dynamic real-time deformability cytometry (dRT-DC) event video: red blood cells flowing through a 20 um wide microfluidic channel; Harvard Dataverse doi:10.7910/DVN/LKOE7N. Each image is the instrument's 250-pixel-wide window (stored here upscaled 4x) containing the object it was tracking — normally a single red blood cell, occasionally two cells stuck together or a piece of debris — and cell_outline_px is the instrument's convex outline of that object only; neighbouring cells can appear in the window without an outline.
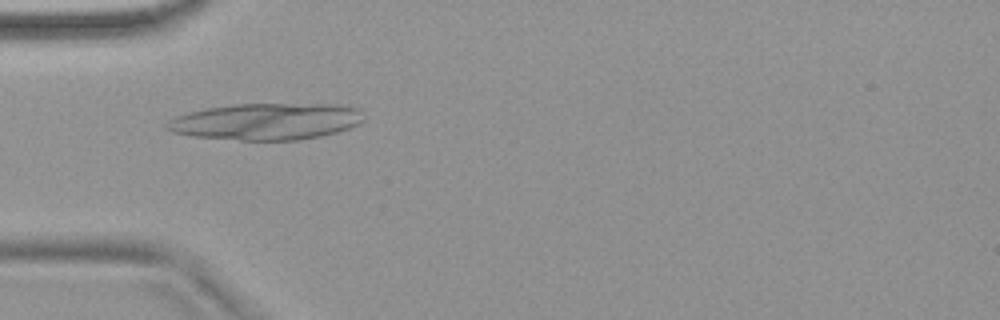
{"species": "common noctule bat (a hibernating species)", "species_latin": "Nyctalus noctula", "temperature_condition": "warm", "stored_images_in_passage": 42, "camera_frame_rate_fps": 3000, "um_per_image_px": 0.085, "animal": {"sex": "female", "body_mass_g": 18.4}, "frame": {"image": 1, "passage_image": 16, "time_ms": 5.0, "image_size_px": [1000, 320], "cell_outline_px": [[364, 120], [360, 124], [336, 132], [320, 136], [296, 140], [240, 140], [192, 136], [172, 132], [164, 128], [164, 124], [168, 120], [176, 116], [188, 112], [208, 108], [232, 104], [340, 104], [360, 108]], "centroid_in_image_um": [22.63, 10.32], "position_along_channel_um": 62.4, "area_um2": 42.25}}
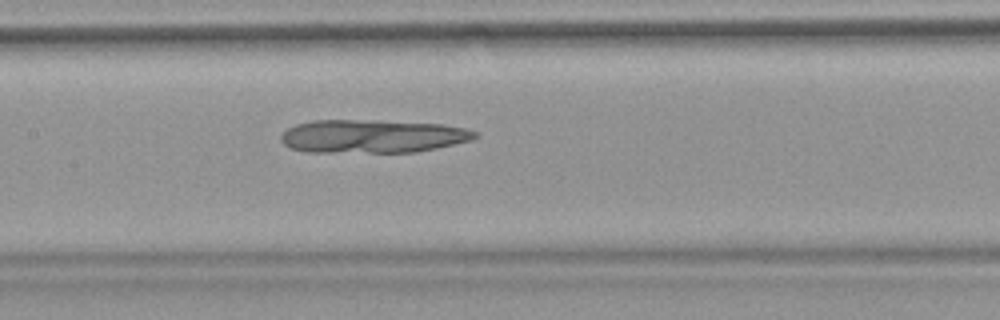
{"frame": {"image": 2, "passage_image": 25, "time_ms": 8.0, "image_size_px": [1000, 320], "cell_outline_px": [[476, 136], [472, 140], [436, 148], [416, 152], [304, 152], [292, 148], [284, 144], [280, 140], [280, 136], [288, 128], [296, 124], [312, 120], [356, 120], [440, 124], [464, 128], [476, 132]], "centroid_in_image_um": [31.6, 11.59], "position_along_channel_um": 175.8, "area_um2": 37.34}}
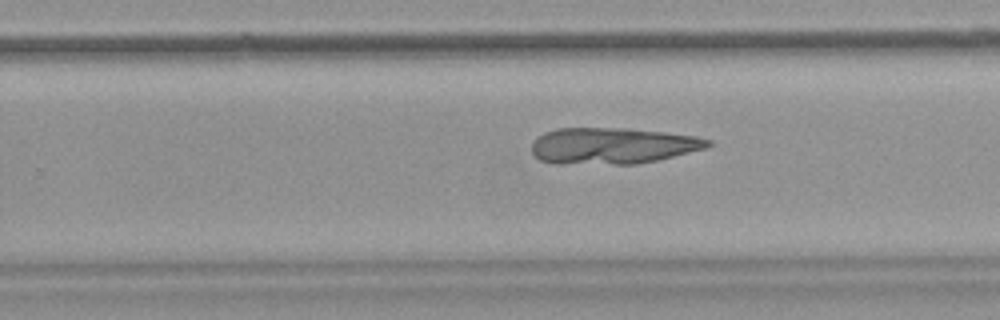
{"frame": {"image": 3, "passage_image": 33, "time_ms": 10.667, "image_size_px": [1000, 320], "cell_outline_px": [[712, 144], [708, 148], [656, 160], [636, 164], [556, 164], [540, 160], [532, 152], [532, 140], [536, 136], [544, 132], [556, 128], [628, 128], [664, 132], [696, 136], [712, 140]], "centroid_in_image_um": [52.04, 12.39], "position_along_channel_um": 277.8, "area_um2": 37.69}}